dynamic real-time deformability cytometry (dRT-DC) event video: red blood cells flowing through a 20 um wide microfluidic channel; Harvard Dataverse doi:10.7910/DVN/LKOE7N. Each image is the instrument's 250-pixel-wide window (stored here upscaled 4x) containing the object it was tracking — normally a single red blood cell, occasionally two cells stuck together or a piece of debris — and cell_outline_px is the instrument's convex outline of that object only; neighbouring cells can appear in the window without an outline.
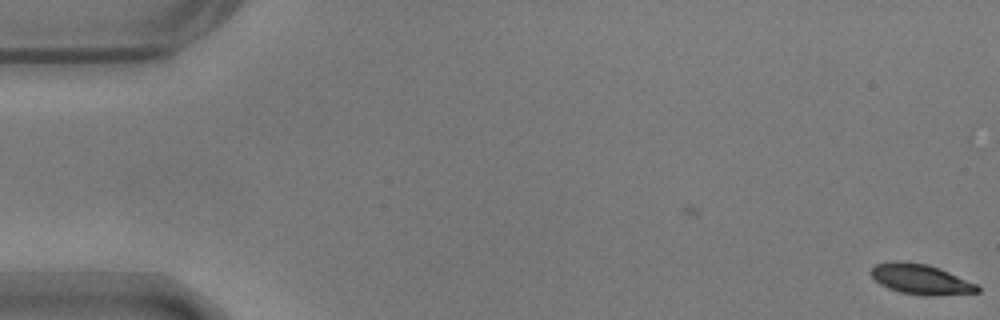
{"species": "common noctule bat (a hibernating species)", "species_latin": "Nyctalus noctula", "temperature_condition": "warm", "stored_images_in_passage": 3, "camera_frame_rate_fps": 3000, "um_per_image_px": 0.085, "animal": {"sex": "male", "body_mass_g": 17.9}, "frame": {"image": 1, "passage_image": 3, "time_ms": 0.667, "image_size_px": [1000, 320], "cell_outline_px": [[980, 292], [932, 296], [924, 296], [900, 292], [888, 288], [880, 284], [868, 272], [876, 264], [888, 260], [904, 260], [928, 264], [940, 268], [976, 284], [980, 288]], "centroid_in_image_um": [78.22, 23.72], "position_along_channel_um": 6.8, "area_um2": 19.02}}